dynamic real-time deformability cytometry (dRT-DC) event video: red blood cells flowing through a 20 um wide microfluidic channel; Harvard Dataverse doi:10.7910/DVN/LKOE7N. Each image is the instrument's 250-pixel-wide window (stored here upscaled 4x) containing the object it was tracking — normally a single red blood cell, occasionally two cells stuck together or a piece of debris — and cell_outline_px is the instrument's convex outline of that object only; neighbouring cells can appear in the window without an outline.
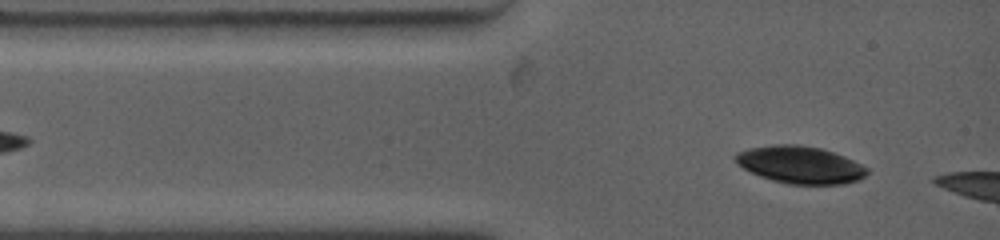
{"species": "common noctule bat (a hibernating species)", "species_latin": "Nyctalus noctula", "temperature_condition": "warm", "stored_images_in_passage": 8, "camera_frame_rate_fps": 4500, "um_per_image_px": 0.085, "animal": {"sex": "female", "body_mass_g": 19.0, "forearm_length_mm": 53.3}, "frame": {"image": 1, "passage_image": 2, "time_ms": 0.222, "image_size_px": [1000, 240], "cell_outline_px": [[868, 172], [860, 180], [844, 184], [788, 184], [772, 180], [760, 176], [736, 164], [732, 156], [736, 152], [748, 148], [772, 144], [800, 144], [820, 148], [844, 156], [868, 168]], "centroid_in_image_um": [67.98, 14.0], "position_along_channel_um": 17.0, "area_um2": 28.78}}